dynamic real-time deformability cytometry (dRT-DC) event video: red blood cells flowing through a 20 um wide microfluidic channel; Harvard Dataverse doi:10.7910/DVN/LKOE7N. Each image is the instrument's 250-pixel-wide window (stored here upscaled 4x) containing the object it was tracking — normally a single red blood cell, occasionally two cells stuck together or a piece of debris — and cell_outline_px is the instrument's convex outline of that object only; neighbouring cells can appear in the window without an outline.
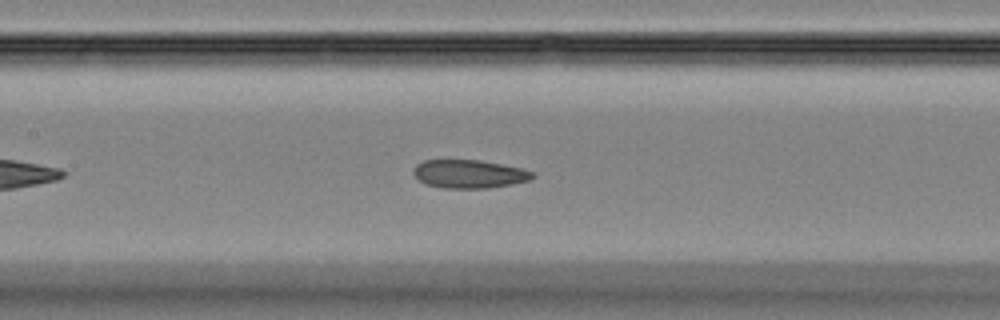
{"species": "Egyptian fruit bat (a non-hibernating species)", "species_latin": "Rousettus aegyptiacus", "temperature_condition": "room temperature", "stored_images_in_passage": 37, "camera_frame_rate_fps": 3000, "um_per_image_px": 0.085, "animal": {"sex": "female"}, "frame": {"image": 1, "passage_image": 12, "time_ms": 3.667, "image_size_px": [1000, 320], "cell_outline_px": [[536, 176], [528, 180], [512, 184], [488, 188], [444, 188], [424, 184], [412, 172], [416, 164], [424, 160], [480, 160], [520, 168], [532, 172]], "centroid_in_image_um": [39.85, 14.79], "position_along_channel_um": 167.6, "area_um2": 19.54}}
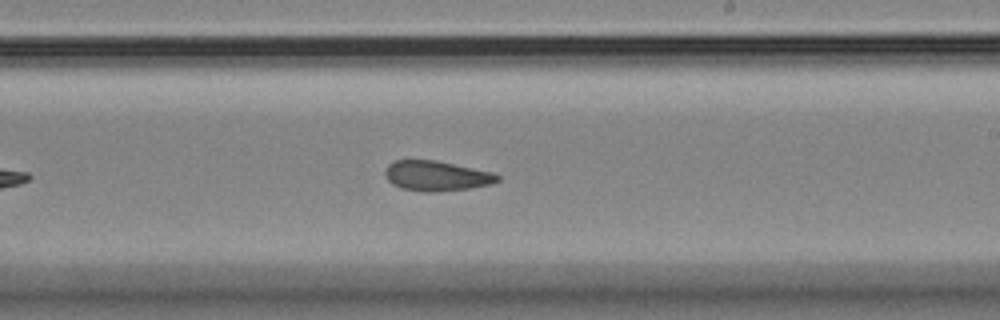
{"frame": {"image": 2, "passage_image": 18, "time_ms": 5.667, "image_size_px": [1000, 320], "cell_outline_px": [[500, 180], [492, 184], [468, 188], [432, 192], [424, 192], [400, 188], [392, 184], [384, 176], [384, 172], [388, 164], [392, 160], [436, 160], [492, 172], [500, 176]], "centroid_in_image_um": [37.06, 14.94], "position_along_channel_um": 251.9, "area_um2": 19.77}}
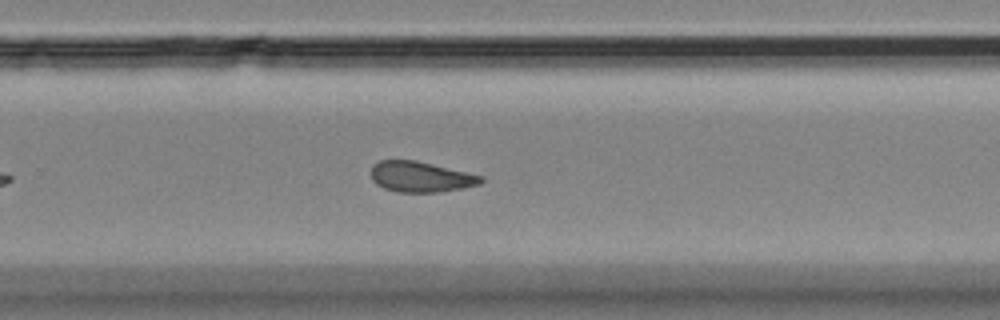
{"frame": {"image": 3, "passage_image": 21, "time_ms": 6.667, "image_size_px": [1000, 320], "cell_outline_px": [[484, 180], [480, 184], [440, 192], [396, 192], [384, 188], [376, 184], [372, 180], [372, 164], [380, 160], [416, 160], [484, 176]], "centroid_in_image_um": [35.75, 15.02], "position_along_channel_um": 294.1, "area_um2": 19.59}}